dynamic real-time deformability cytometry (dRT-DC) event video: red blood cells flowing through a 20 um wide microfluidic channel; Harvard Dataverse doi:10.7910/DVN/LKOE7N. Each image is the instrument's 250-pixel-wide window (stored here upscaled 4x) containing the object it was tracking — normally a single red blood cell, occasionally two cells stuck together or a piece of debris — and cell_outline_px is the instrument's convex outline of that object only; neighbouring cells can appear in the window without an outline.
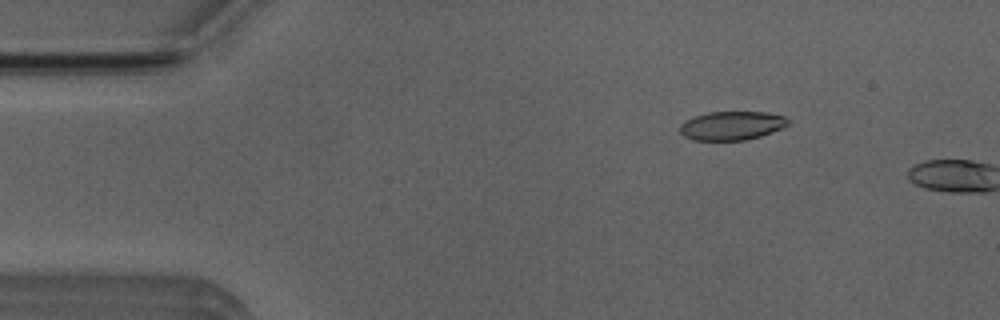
{"species": "Egyptian fruit bat (a non-hibernating species)", "species_latin": "Rousettus aegyptiacus", "temperature_condition": "room temperature", "stored_images_in_passage": 3, "camera_frame_rate_fps": 3000, "um_per_image_px": 0.085, "animal": {"sex": "male"}, "frame": {"image": 1, "passage_image": 1, "time_ms": 0.0, "image_size_px": [1000, 320], "cell_outline_px": [[788, 124], [772, 132], [760, 136], [744, 140], [692, 140], [684, 136], [680, 132], [680, 124], [684, 120], [692, 116], [708, 112], [764, 112], [784, 116], [788, 120]], "centroid_in_image_um": [62.14, 10.67], "position_along_channel_um": 22.9, "area_um2": 18.09}}